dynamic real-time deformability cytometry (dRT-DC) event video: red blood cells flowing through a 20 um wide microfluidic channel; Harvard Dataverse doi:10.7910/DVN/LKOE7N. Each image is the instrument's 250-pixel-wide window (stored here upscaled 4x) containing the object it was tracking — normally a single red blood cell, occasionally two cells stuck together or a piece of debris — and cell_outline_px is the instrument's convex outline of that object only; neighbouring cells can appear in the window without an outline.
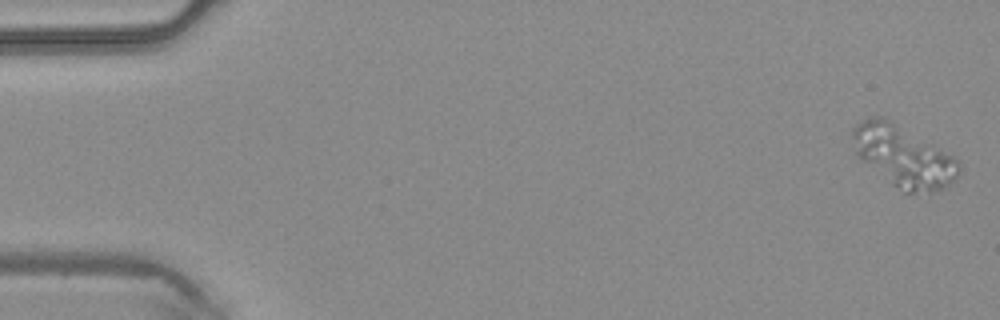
{"species": "common noctule bat (a hibernating species)", "species_latin": "Nyctalus noctula", "temperature_condition": "warm", "stored_images_in_passage": 46, "segment_of_instrument_passage": [1, 2], "camera_frame_rate_fps": 3000, "um_per_image_px": 0.085, "animal": {"sex": "male", "body_mass_g": 20.4}, "frame": {"image": 1, "passage_image": 1, "time_ms": 0.0, "image_size_px": [1000, 320], "cell_outline_px": [[960, 172], [944, 188], [932, 192], [904, 192], [892, 184], [864, 160], [856, 152], [852, 136], [852, 128], [856, 124], [868, 116], [884, 116], [952, 156], [960, 164]], "centroid_in_image_um": [76.78, 13.26], "position_along_channel_um": 8.2, "area_um2": 36.88}}